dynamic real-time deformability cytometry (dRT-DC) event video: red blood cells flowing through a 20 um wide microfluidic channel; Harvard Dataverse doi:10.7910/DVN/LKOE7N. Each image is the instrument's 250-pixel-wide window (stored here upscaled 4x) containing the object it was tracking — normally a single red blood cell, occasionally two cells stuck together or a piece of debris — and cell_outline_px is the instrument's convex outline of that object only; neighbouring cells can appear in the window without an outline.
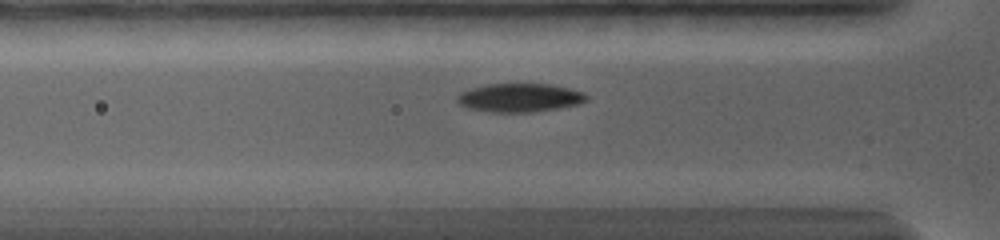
{"species": "common noctule bat (a hibernating species)", "species_latin": "Nyctalus noctula", "temperature_condition": "warm", "stored_images_in_passage": 56, "camera_frame_rate_fps": 5000, "um_per_image_px": 0.085, "animal": {"sex": "female", "body_mass_g": 19.0, "forearm_length_mm": 56.7}, "frame": {"image": 1, "passage_image": 13, "time_ms": 3.2, "image_size_px": [1000, 240], "cell_outline_px": [[584, 100], [576, 104], [556, 108], [532, 112], [488, 112], [468, 108], [460, 104], [460, 96], [464, 92], [488, 84], [548, 84], [580, 92], [584, 96]], "centroid_in_image_um": [44.13, 8.32], "position_along_channel_um": 81.7, "area_um2": 20.46}}
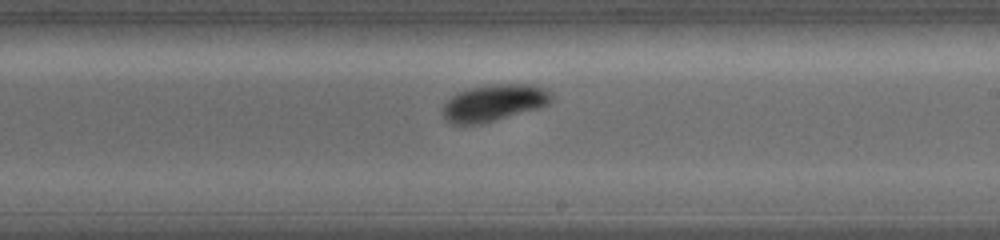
{"frame": {"image": 2, "passage_image": 32, "time_ms": 7.8, "image_size_px": [1000, 240], "cell_outline_px": [[552, 100], [548, 104], [540, 108], [480, 124], [452, 124], [444, 120], [440, 108], [456, 92], [472, 88], [492, 84], [532, 84], [544, 88], [552, 92]], "centroid_in_image_um": [41.97, 8.74], "position_along_channel_um": 247.0, "area_um2": 23.47}}
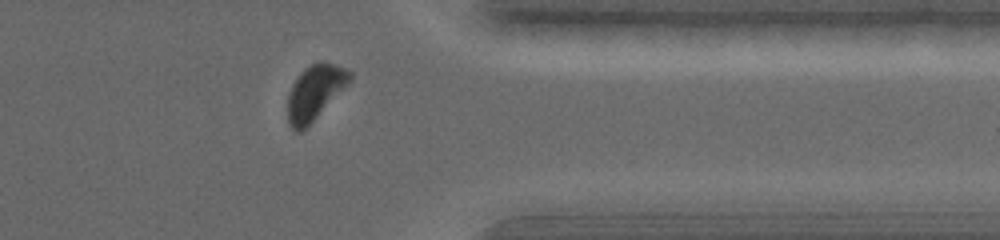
{"frame": {"image": 3, "passage_image": 50, "time_ms": 11.8, "image_size_px": [1000, 240], "cell_outline_px": [[352, 80], [300, 132], [292, 132], [288, 124], [288, 92], [292, 84], [300, 72], [304, 68], [320, 60], [336, 64], [352, 72]], "centroid_in_image_um": [26.74, 7.82], "position_along_channel_um": 384.7, "area_um2": 19.65}, "authors_computed_cell_mechanics": {"area_um2": 21.5305, "velocity_mm_per_s": 3.6021, "shape_relaxation_time_tau1_ms": 1.816, "shape_relaxation_time_tau2_ms": null, "deformation_change_tau1": 0.1067, "deformation_change_tau2": null}}